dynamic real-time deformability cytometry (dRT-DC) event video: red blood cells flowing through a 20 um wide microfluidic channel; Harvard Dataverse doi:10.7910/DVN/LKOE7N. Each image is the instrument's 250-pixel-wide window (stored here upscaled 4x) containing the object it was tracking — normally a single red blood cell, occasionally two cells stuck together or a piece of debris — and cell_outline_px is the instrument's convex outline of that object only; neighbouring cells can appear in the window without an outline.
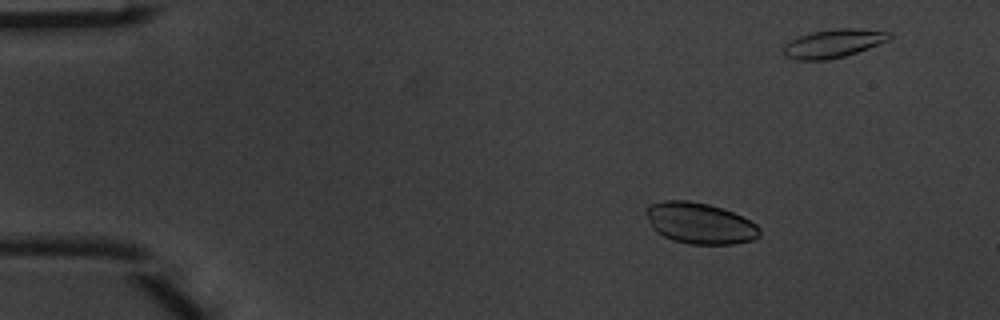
{"species": "common noctule bat (a hibernating species)", "species_latin": "Nyctalus noctula", "temperature_condition": "warm", "stored_images_in_passage": 4, "camera_frame_rate_fps": 3000, "um_per_image_px": 0.085, "animal": {"sex": "male", "body_mass_g": 20.1, "forearm_length_mm": 53.5}, "frame": {"image": 1, "passage_image": 1, "time_ms": 0.0, "image_size_px": [1000, 320], "cell_outline_px": [[760, 236], [752, 240], [732, 244], [688, 244], [672, 240], [656, 232], [652, 228], [644, 212], [648, 204], [664, 200], [688, 200], [708, 204], [732, 212], [756, 224], [760, 228]], "centroid_in_image_um": [59.44, 18.97], "position_along_channel_um": 25.6, "area_um2": 27.28}}